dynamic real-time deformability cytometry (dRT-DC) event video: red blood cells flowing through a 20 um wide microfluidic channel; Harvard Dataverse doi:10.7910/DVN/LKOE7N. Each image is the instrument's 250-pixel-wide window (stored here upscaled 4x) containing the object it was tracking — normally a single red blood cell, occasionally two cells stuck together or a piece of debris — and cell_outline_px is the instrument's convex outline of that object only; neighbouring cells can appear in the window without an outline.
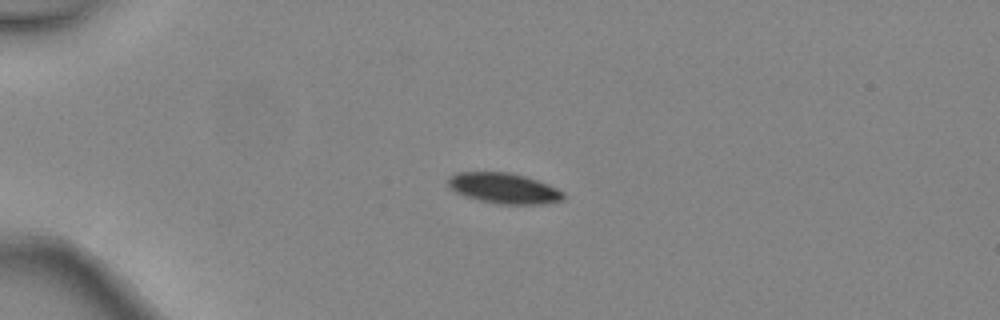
{"species": "common noctule bat (a hibernating species)", "species_latin": "Nyctalus noctula", "temperature_condition": "warm", "stored_images_in_passage": 3, "camera_frame_rate_fps": 3000, "um_per_image_px": 0.085, "animal": {"sex": "female", "body_mass_g": 24.6, "forearm_length_mm": 56.2}, "frame": {"image": 1, "passage_image": 2, "time_ms": 0.333, "image_size_px": [1000, 320], "cell_outline_px": [[564, 200], [548, 204], [496, 204], [464, 196], [456, 192], [448, 184], [448, 176], [456, 172], [508, 172], [524, 176], [548, 184], [564, 192]], "centroid_in_image_um": [42.84, 16.01], "position_along_channel_um": 42.2, "area_um2": 20.58}}